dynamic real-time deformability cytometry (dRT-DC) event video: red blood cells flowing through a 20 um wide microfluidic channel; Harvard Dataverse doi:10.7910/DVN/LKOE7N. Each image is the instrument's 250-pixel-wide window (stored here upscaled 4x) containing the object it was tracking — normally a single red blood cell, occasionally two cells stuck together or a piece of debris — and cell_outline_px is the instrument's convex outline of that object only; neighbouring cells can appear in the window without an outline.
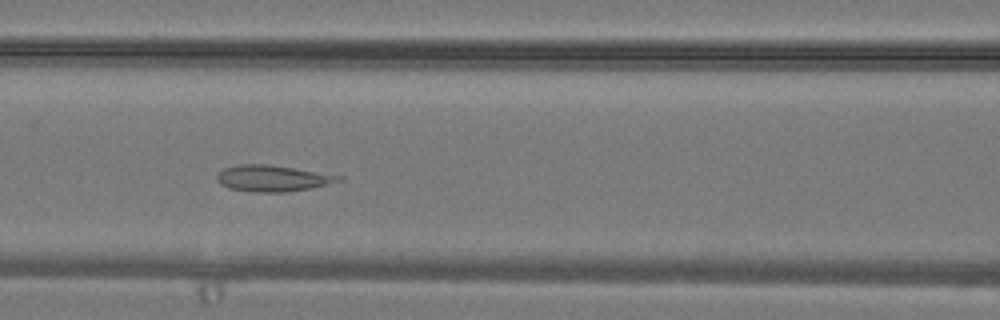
{"species": "common noctule bat (a hibernating species)", "species_latin": "Nyctalus noctula", "temperature_condition": "warm", "stored_images_in_passage": 34, "camera_frame_rate_fps": 3000, "um_per_image_px": 0.085, "animal": {"sex": "male", "body_mass_g": 19.2, "forearm_length_mm": 51.8}, "frame": {"image": 1, "passage_image": 14, "time_ms": 4.333, "image_size_px": [1000, 320], "cell_outline_px": [[344, 180], [312, 188], [284, 192], [256, 192], [228, 188], [220, 184], [216, 180], [216, 176], [224, 168], [236, 164], [268, 164], [344, 176]], "centroid_in_image_um": [23.17, 15.15], "position_along_channel_um": 143.4, "area_um2": 18.67}}
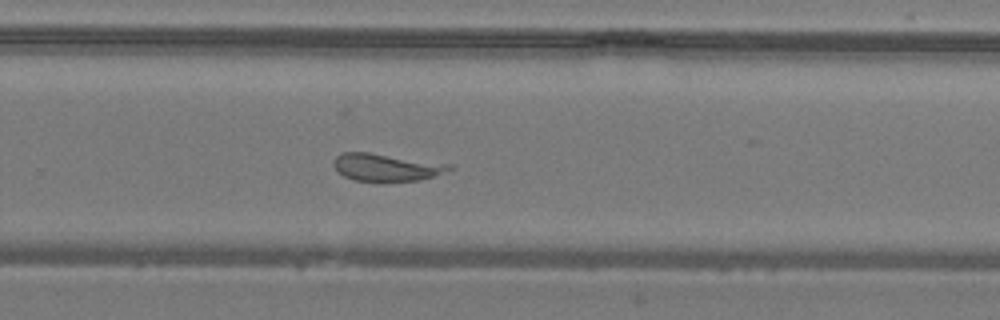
{"frame": {"image": 2, "passage_image": 22, "time_ms": 7.0, "image_size_px": [1000, 320], "cell_outline_px": [[456, 168], [420, 180], [356, 180], [344, 176], [332, 164], [332, 160], [336, 156], [344, 152], [368, 152], [452, 164]], "centroid_in_image_um": [32.85, 14.19], "position_along_channel_um": 297.0, "area_um2": 18.15}}
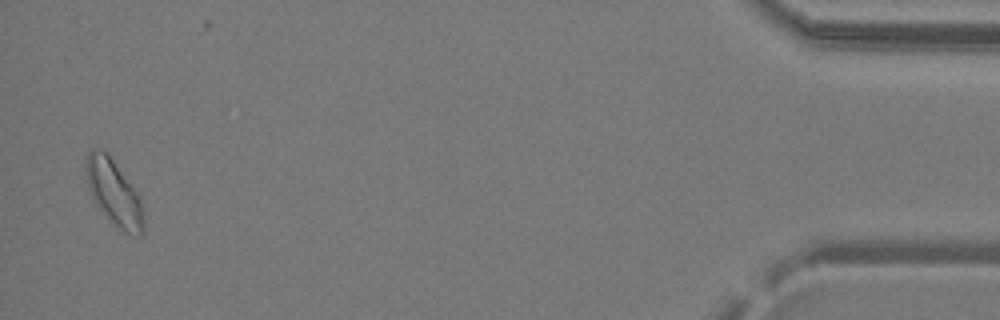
{"frame": {"image": 3, "passage_image": 33, "time_ms": 10.667, "image_size_px": [1000, 320], "cell_outline_px": [[144, 232], [140, 236], [136, 236], [124, 232], [96, 204], [92, 196], [88, 184], [84, 168], [88, 152], [104, 152], [112, 160], [140, 192], [144, 212]], "centroid_in_image_um": [9.76, 16.43], "position_along_channel_um": 425.4, "area_um2": 21.68}}